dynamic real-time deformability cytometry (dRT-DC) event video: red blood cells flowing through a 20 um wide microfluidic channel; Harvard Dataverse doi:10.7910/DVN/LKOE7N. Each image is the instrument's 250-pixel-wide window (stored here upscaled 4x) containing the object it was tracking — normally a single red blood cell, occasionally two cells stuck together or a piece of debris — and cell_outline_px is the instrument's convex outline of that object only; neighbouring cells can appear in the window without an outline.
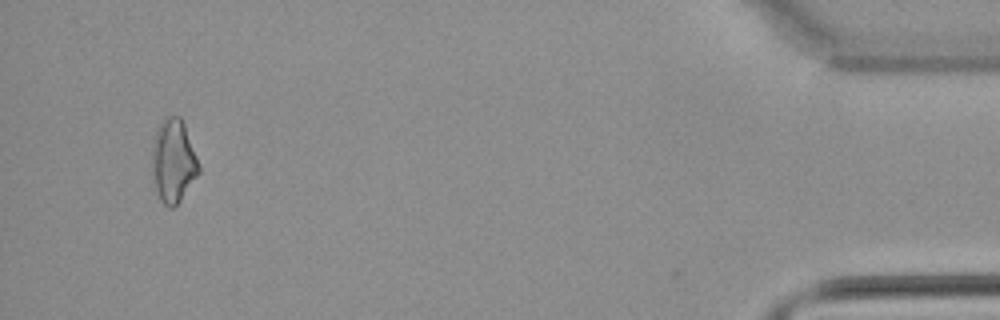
{"species": "common noctule bat (a hibernating species)", "species_latin": "Nyctalus noctula", "temperature_condition": "warm", "stored_images_in_passage": 53, "segment_of_instrument_passage": [2, 2], "camera_frame_rate_fps": 3000, "um_per_image_px": 0.085, "animal": {"sex": "male", "body_mass_g": 21.5, "forearm_length_mm": 52.0}, "frame": {"image": 1, "passage_image": 51, "time_ms": 16.667, "image_size_px": [1000, 320], "cell_outline_px": [[200, 172], [180, 200], [172, 208], [168, 208], [160, 200], [156, 188], [152, 172], [152, 144], [156, 128], [164, 116], [180, 116], [184, 124], [200, 164]], "centroid_in_image_um": [14.72, 13.65], "position_along_channel_um": 420.5, "area_um2": 22.77}}